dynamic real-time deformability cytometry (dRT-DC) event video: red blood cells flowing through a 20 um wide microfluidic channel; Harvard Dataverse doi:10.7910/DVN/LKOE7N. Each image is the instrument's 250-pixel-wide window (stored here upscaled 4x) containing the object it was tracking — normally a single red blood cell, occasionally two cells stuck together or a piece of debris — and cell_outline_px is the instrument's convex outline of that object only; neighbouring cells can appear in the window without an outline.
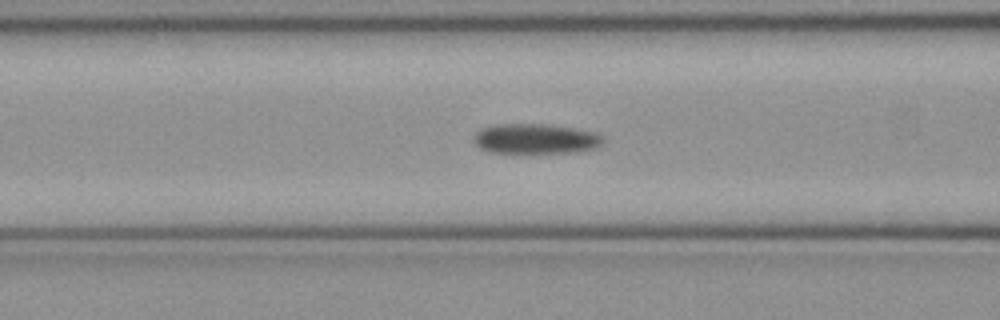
{"species": "common noctule bat (a hibernating species)", "species_latin": "Nyctalus noctula", "temperature_condition": "cold", "stored_images_in_passage": 48, "camera_frame_rate_fps": 3000, "um_per_image_px": 0.085, "animal": {"sex": "female", "body_mass_g": 21.9}, "frame": {"image": 1, "passage_image": 17, "time_ms": 5.333, "image_size_px": [1000, 320], "cell_outline_px": [[604, 140], [596, 148], [572, 152], [488, 152], [480, 148], [472, 140], [472, 136], [476, 132], [484, 128], [496, 124], [552, 124], [576, 128], [596, 132], [604, 136]], "centroid_in_image_um": [45.53, 11.78], "position_along_channel_um": 121.1, "area_um2": 22.72}}
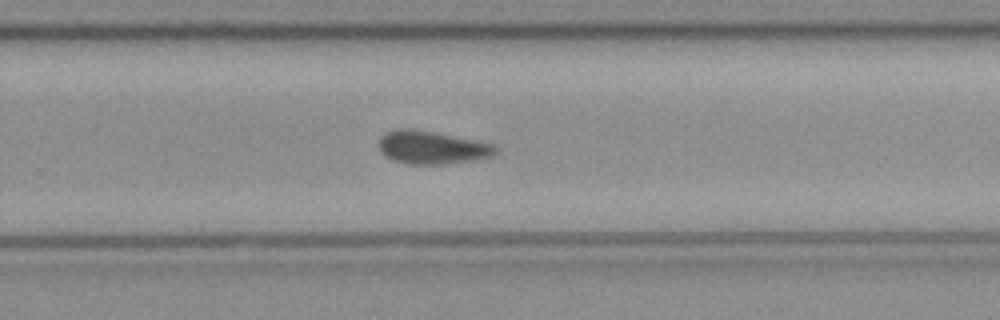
{"frame": {"image": 2, "passage_image": 30, "time_ms": 9.667, "image_size_px": [1000, 320], "cell_outline_px": [[500, 148], [492, 156], [476, 160], [444, 164], [408, 164], [392, 160], [384, 156], [380, 152], [380, 136], [384, 132], [396, 128], [412, 128], [436, 132], [496, 144]], "centroid_in_image_um": [36.72, 12.52], "position_along_channel_um": 293.1, "area_um2": 22.95}}
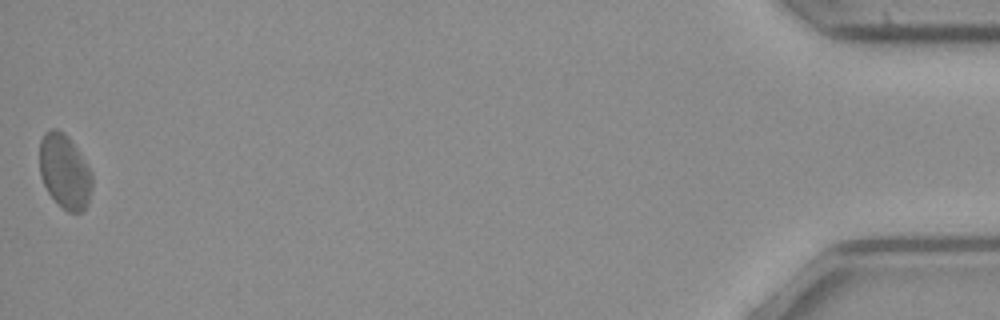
{"frame": {"image": 3, "passage_image": 48, "time_ms": 15.667, "image_size_px": [1000, 320], "cell_outline_px": [[92, 188], [88, 204], [80, 212], [68, 212], [48, 192], [40, 176], [40, 140], [44, 132], [52, 128], [56, 128], [64, 132], [76, 148], [92, 172]], "centroid_in_image_um": [5.5, 14.55], "position_along_channel_um": 429.7, "area_um2": 22.6}, "authors_computed_cell_mechanics": {"area_um2": 22.8888, "velocity_mm_per_s": 3.9687, "shape_relaxation_time_tau1_ms": 10.1277, "shape_relaxation_time_tau2_ms": null, "deformation_change_tau1": 0.1432, "deformation_change_tau2": null}}